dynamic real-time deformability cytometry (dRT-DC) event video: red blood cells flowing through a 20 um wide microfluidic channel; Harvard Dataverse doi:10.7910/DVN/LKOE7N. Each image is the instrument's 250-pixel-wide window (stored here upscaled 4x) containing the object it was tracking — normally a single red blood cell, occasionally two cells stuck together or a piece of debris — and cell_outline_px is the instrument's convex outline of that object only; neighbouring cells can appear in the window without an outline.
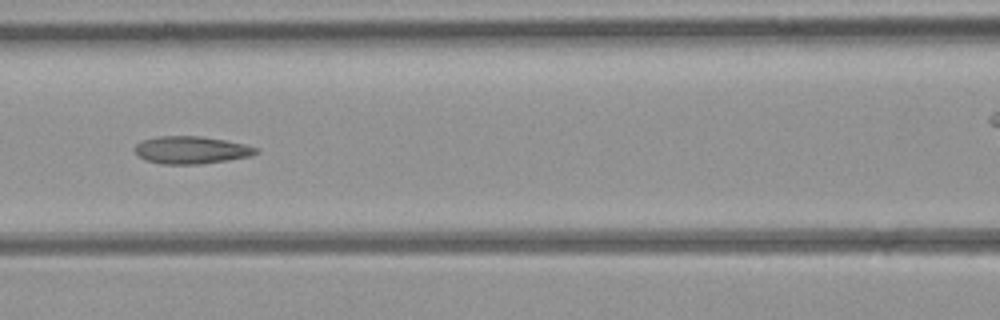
{"species": "common noctule bat (a hibernating species)", "species_latin": "Nyctalus noctula", "temperature_condition": "room temperature", "stored_images_in_passage": 6, "segment_of_instrument_passage": [1, 2], "camera_frame_rate_fps": 3000, "um_per_image_px": 0.085, "animal": {"sex": "female", "body_mass_g": 21.9}, "frame": {"image": 1, "passage_image": 5, "time_ms": 4.333, "image_size_px": [1000, 320], "cell_outline_px": [[260, 152], [252, 156], [228, 160], [200, 164], [160, 164], [144, 160], [136, 156], [132, 148], [140, 140], [160, 136], [200, 136], [224, 140], [244, 144], [260, 148]], "centroid_in_image_um": [16.22, 12.76], "position_along_channel_um": 150.4, "area_um2": 19.83}}